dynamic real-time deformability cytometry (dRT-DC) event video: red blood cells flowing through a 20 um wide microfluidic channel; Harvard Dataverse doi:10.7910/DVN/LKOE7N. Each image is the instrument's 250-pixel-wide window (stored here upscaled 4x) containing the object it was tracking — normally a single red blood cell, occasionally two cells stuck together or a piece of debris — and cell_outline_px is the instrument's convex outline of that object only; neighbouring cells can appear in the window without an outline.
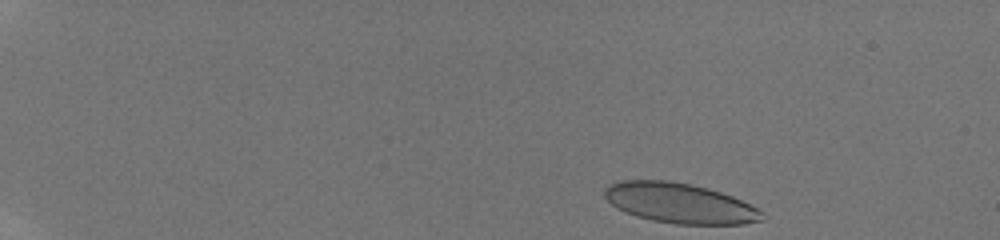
{"species": "human", "species_latin": "Homo sapiens", "temperature_condition": "room temperature", "stored_images_in_passage": 29, "camera_frame_rate_fps": 3000, "um_per_image_px": 0.085, "donor": {"sex": "male"}, "frame": {"image": 1, "passage_image": 1, "time_ms": 0.0, "image_size_px": [1000, 240], "cell_outline_px": [[764, 220], [744, 224], [676, 224], [652, 220], [636, 216], [624, 212], [616, 208], [604, 196], [604, 188], [612, 184], [624, 180], [668, 180], [692, 184], [708, 188], [732, 196], [764, 212]], "centroid_in_image_um": [57.77, 17.27], "position_along_channel_um": 27.2, "area_um2": 36.76}}
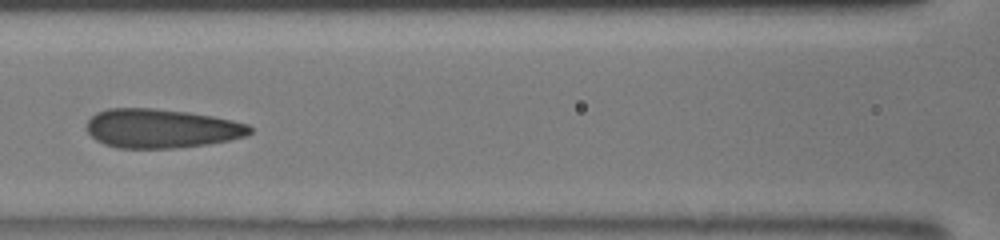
{"frame": {"image": 2, "passage_image": 11, "time_ms": 6.333, "image_size_px": [1000, 240], "cell_outline_px": [[252, 132], [248, 136], [208, 144], [176, 148], [120, 148], [104, 144], [96, 140], [84, 128], [88, 120], [96, 112], [108, 108], [156, 108], [188, 112], [212, 116], [232, 120], [248, 124], [252, 128]], "centroid_in_image_um": [13.71, 10.91], "position_along_channel_um": 152.9, "area_um2": 37.4}}
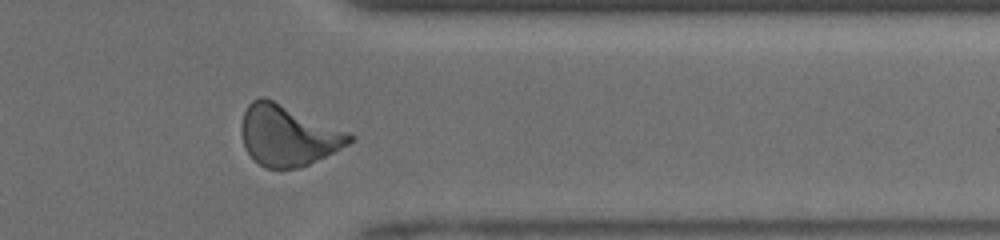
{"frame": {"image": 3, "passage_image": 24, "time_ms": 12.0, "image_size_px": [1000, 240], "cell_outline_px": [[356, 140], [300, 168], [264, 168], [248, 152], [244, 144], [240, 132], [240, 124], [244, 112], [248, 104], [252, 100], [260, 96], [264, 96], [348, 132], [356, 136]], "centroid_in_image_um": [24.45, 11.5], "position_along_channel_um": 387.0, "area_um2": 37.92}, "authors_computed_cell_mechanics": {"area_um2": 36.8186, "velocity_mm_per_s": 4.1614, "shape_relaxation_time_tau1_ms": 5.1943, "shape_relaxation_time_tau2_ms": 0.6875, "deformation_change_tau1": 0.1465, "deformation_change_tau2": 0.0642}}